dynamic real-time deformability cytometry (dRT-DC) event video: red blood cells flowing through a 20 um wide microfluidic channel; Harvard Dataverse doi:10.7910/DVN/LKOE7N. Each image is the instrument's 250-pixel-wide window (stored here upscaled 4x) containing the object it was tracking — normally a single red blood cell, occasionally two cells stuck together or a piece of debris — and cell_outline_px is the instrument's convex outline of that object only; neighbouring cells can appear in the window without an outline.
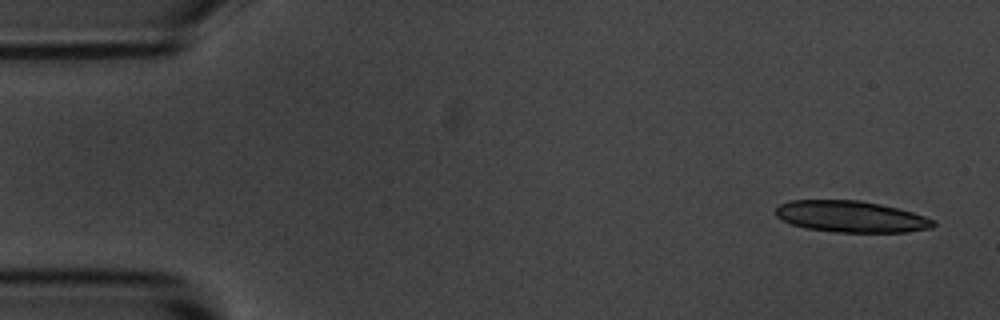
{"species": "common noctule bat (a hibernating species)", "species_latin": "Nyctalus noctula", "temperature_condition": "room temperature", "stored_images_in_passage": 4, "camera_frame_rate_fps": 3000, "um_per_image_px": 0.085, "animal": {"sex": "male", "body_mass_g": 20.1, "forearm_length_mm": 53.5}, "frame": {"image": 1, "passage_image": 1, "time_ms": 0.0, "image_size_px": [1000, 320], "cell_outline_px": [[936, 224], [932, 228], [908, 232], [836, 232], [808, 228], [792, 224], [780, 220], [776, 216], [776, 208], [780, 204], [792, 200], [860, 200], [900, 208], [936, 220]], "centroid_in_image_um": [72.37, 18.41], "position_along_channel_um": 12.6, "area_um2": 28.96}}